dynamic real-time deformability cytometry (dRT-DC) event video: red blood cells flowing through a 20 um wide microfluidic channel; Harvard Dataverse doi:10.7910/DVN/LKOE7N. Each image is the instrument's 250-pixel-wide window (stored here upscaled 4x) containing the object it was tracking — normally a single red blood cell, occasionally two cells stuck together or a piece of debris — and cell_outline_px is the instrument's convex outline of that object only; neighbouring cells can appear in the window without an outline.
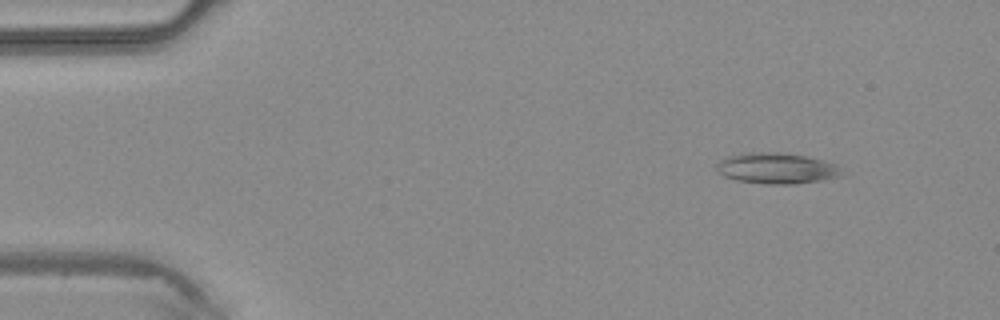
{"species": "common noctule bat (a hibernating species)", "species_latin": "Nyctalus noctula", "temperature_condition": "warm", "stored_images_in_passage": 3, "camera_frame_rate_fps": 3000, "um_per_image_px": 0.085, "animal": {"sex": "male", "body_mass_g": 20.4}, "frame": {"image": 1, "passage_image": 2, "time_ms": 0.333, "image_size_px": [1000, 320], "cell_outline_px": [[840, 176], [820, 180], [796, 184], [764, 184], [736, 180], [724, 176], [716, 172], [716, 164], [720, 160], [728, 156], [748, 152], [780, 152], [808, 156], [824, 160], [836, 164], [840, 172]], "centroid_in_image_um": [65.96, 14.3], "position_along_channel_um": 19.0, "area_um2": 22.6}}